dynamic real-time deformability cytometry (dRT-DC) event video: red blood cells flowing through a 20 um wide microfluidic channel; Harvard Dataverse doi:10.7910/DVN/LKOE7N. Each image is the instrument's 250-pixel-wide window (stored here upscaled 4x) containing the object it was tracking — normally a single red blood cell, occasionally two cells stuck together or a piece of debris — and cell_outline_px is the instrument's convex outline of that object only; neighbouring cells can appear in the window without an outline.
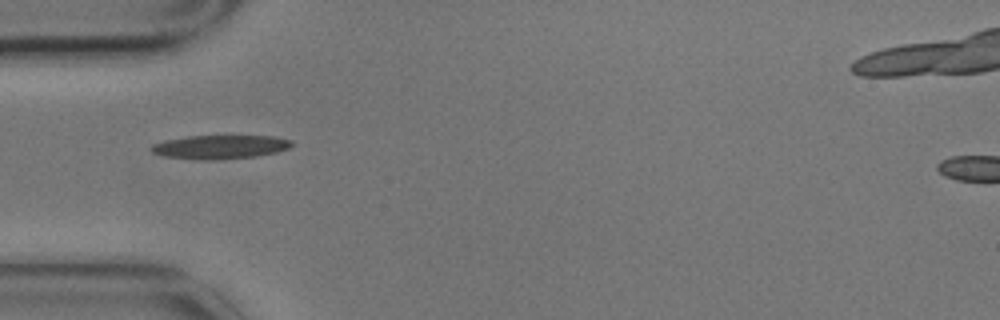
{"species": "common noctule bat (a hibernating species)", "species_latin": "Nyctalus noctula", "temperature_condition": "cold", "stored_images_in_passage": 7, "camera_frame_rate_fps": 3000, "um_per_image_px": 0.085, "animal": {"sex": "male", "body_mass_g": 17.9}, "frame": {"image": 1, "passage_image": 1, "time_ms": 0.0, "image_size_px": [1000, 320], "cell_outline_px": [[296, 144], [288, 148], [276, 152], [256, 156], [216, 160], [204, 160], [164, 156], [152, 152], [148, 148], [152, 144], [164, 140], [188, 136], [276, 136], [292, 140]], "centroid_in_image_um": [18.72, 12.48], "position_along_channel_um": 66.3, "area_um2": 19.59}}
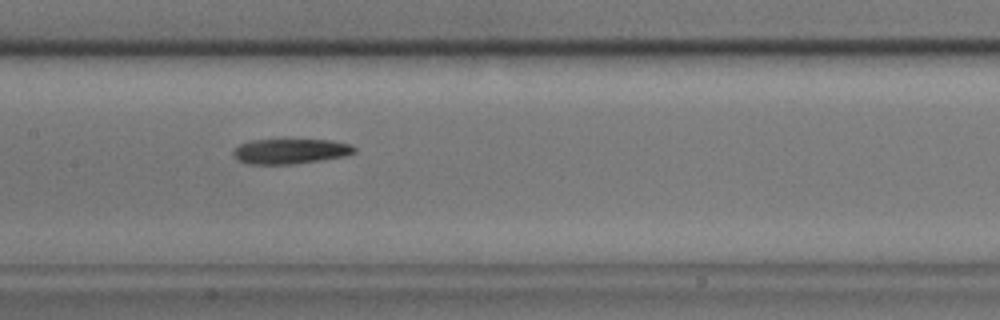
{"frame": {"image": 2, "passage_image": 4, "time_ms": 1.0, "image_size_px": [1000, 320], "cell_outline_px": [[356, 152], [344, 156], [320, 160], [292, 164], [248, 164], [236, 160], [232, 156], [232, 152], [240, 144], [252, 140], [332, 140], [352, 144], [356, 148]], "centroid_in_image_um": [24.67, 12.86], "position_along_channel_um": 182.7, "area_um2": 17.74}}